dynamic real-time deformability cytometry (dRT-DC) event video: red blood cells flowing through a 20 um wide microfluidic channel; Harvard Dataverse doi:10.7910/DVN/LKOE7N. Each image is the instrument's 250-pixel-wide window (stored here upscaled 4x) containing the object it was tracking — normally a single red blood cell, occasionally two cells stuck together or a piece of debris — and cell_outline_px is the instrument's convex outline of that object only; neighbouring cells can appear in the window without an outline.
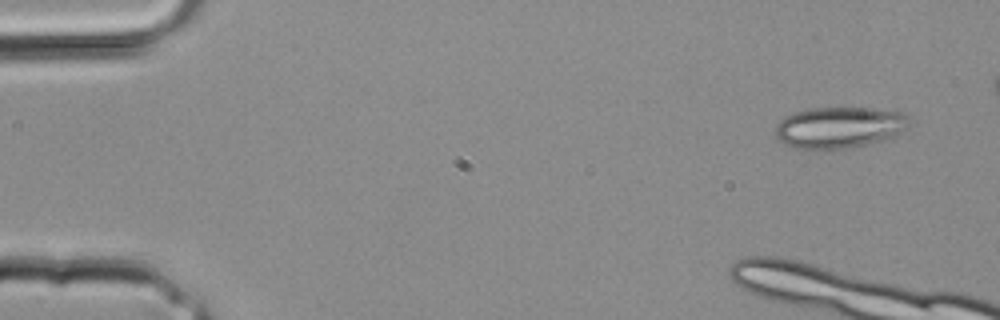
{"species": "common noctule bat (a hibernating species)", "species_latin": "Nyctalus noctula", "temperature_condition": "room temperature", "stored_images_in_passage": 6, "camera_frame_rate_fps": 3000, "um_per_image_px": 0.085, "animal": {"sex": "male", "body_mass_g": 20.4}, "frame": {"image": 1, "passage_image": 1, "time_ms": 0.0, "image_size_px": [1000, 320], "cell_outline_px": [[916, 120], [908, 128], [884, 140], [852, 148], [832, 152], [812, 152], [796, 148], [784, 144], [776, 136], [776, 124], [780, 120], [796, 112], [812, 108], [868, 108], [904, 112]], "centroid_in_image_um": [71.39, 10.88], "position_along_channel_um": 13.6, "area_um2": 33.41}}